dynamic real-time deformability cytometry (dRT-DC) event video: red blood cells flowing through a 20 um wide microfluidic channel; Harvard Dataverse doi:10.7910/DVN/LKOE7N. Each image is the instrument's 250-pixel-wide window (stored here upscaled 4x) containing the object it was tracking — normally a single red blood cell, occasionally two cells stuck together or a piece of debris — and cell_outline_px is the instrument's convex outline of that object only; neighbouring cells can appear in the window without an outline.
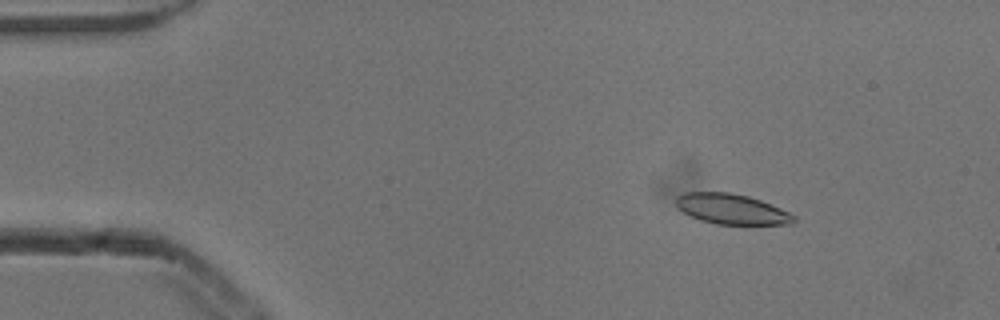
{"species": "common noctule bat (a hibernating species)", "species_latin": "Nyctalus noctula", "temperature_condition": "cold", "stored_images_in_passage": 54, "camera_frame_rate_fps": 3000, "um_per_image_px": 0.085, "animal": {"sex": "male", "body_mass_g": 13.3}, "frame": {"image": 1, "passage_image": 8, "time_ms": 2.333, "image_size_px": [1000, 320], "cell_outline_px": [[796, 220], [792, 224], [716, 224], [700, 220], [684, 212], [676, 204], [676, 196], [684, 192], [728, 192], [748, 196], [760, 200], [780, 208], [796, 216]], "centroid_in_image_um": [62.19, 17.77], "position_along_channel_um": 22.8, "area_um2": 20.63}}
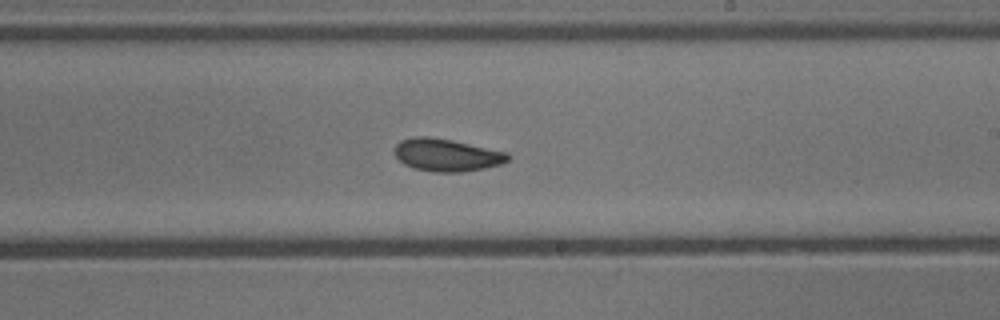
{"frame": {"image": 2, "passage_image": 32, "time_ms": 10.333, "image_size_px": [1000, 320], "cell_outline_px": [[508, 160], [500, 164], [484, 168], [460, 172], [432, 172], [412, 168], [404, 164], [396, 156], [396, 144], [400, 140], [412, 136], [428, 136], [452, 140], [508, 152]], "centroid_in_image_um": [37.94, 13.17], "position_along_channel_um": 251.1, "area_um2": 21.44}}
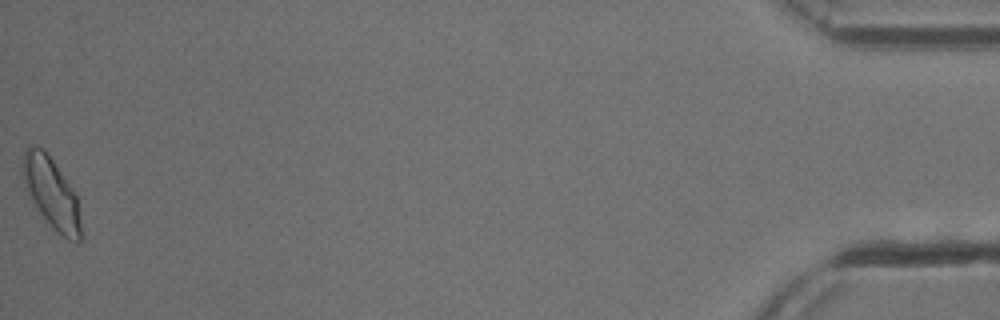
{"frame": {"image": 3, "passage_image": 54, "time_ms": 17.667, "image_size_px": [1000, 320], "cell_outline_px": [[84, 240], [76, 244], [68, 240], [40, 212], [24, 188], [20, 172], [20, 168], [24, 152], [28, 144], [32, 144], [44, 148], [76, 192], [84, 236]], "centroid_in_image_um": [4.39, 16.37], "position_along_channel_um": 430.8, "area_um2": 24.62}, "authors_computed_cell_mechanics": {"area_um2": 21.386, "velocity_mm_per_s": 3.8553, "shape_relaxation_time_tau1_ms": 3.7742, "shape_relaxation_time_tau2_ms": 3.8451, "deformation_change_tau1": 0.0961, "deformation_change_tau2": 0.0827}}